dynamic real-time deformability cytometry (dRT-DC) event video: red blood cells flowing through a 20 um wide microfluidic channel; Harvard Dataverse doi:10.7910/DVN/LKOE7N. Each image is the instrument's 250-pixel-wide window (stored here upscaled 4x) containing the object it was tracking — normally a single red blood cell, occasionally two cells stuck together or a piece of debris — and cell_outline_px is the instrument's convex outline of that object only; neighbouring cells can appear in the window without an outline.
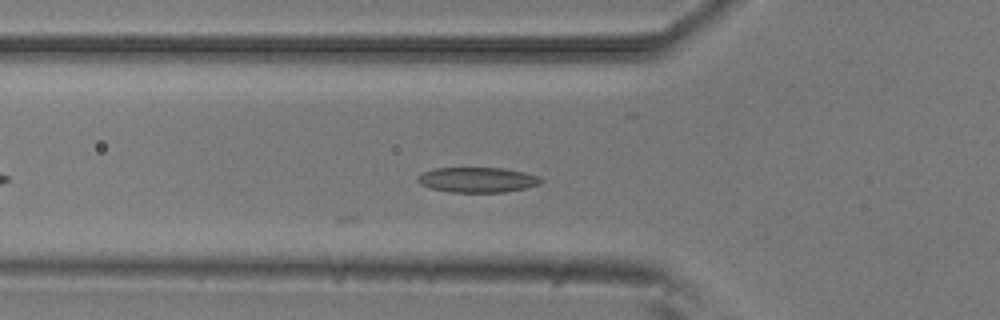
{"species": "common noctule bat (a hibernating species)", "species_latin": "Nyctalus noctula", "temperature_condition": "room temperature", "stored_images_in_passage": 15, "camera_frame_rate_fps": 3000, "um_per_image_px": 0.085, "animal": {"sex": "male", "body_mass_g": 20.5, "forearm_length_mm": 52.5}, "frame": {"image": 1, "passage_image": 2, "time_ms": 0.333, "image_size_px": [1000, 320], "cell_outline_px": [[544, 180], [540, 184], [524, 188], [504, 192], [448, 192], [428, 188], [420, 184], [416, 180], [416, 176], [424, 172], [436, 168], [504, 168], [524, 172], [540, 176]], "centroid_in_image_um": [40.57, 15.28], "position_along_channel_um": 85.2, "area_um2": 18.21}}
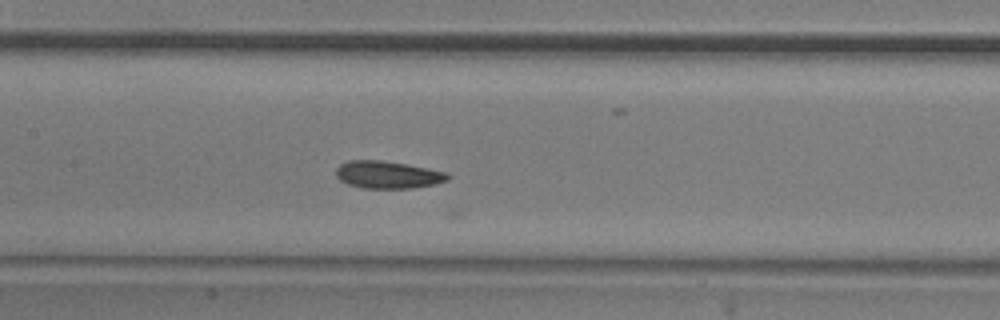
{"frame": {"image": 2, "passage_image": 9, "time_ms": 2.667, "image_size_px": [1000, 320], "cell_outline_px": [[448, 180], [436, 184], [412, 188], [364, 188], [348, 184], [340, 180], [336, 176], [336, 168], [340, 164], [348, 160], [384, 160], [408, 164], [448, 172]], "centroid_in_image_um": [32.96, 14.84], "position_along_channel_um": 174.4, "area_um2": 17.98}}
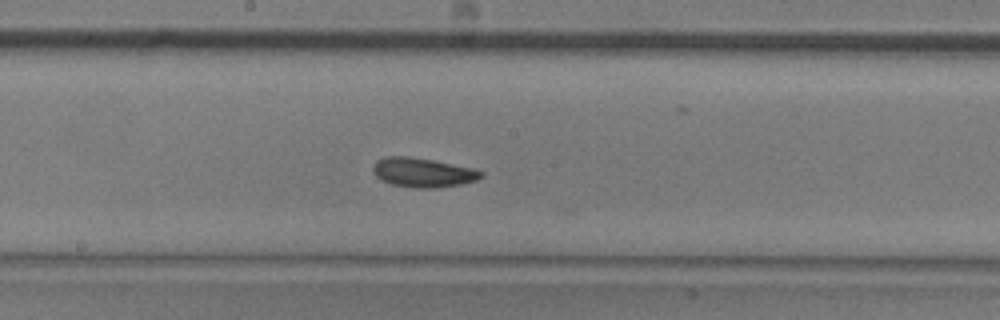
{"frame": {"image": 3, "passage_image": 12, "time_ms": 3.667, "image_size_px": [1000, 320], "cell_outline_px": [[484, 176], [476, 180], [460, 184], [436, 188], [412, 188], [392, 184], [376, 176], [372, 168], [376, 160], [384, 156], [408, 156], [432, 160], [472, 168], [484, 172]], "centroid_in_image_um": [35.94, 14.66], "position_along_channel_um": 212.3, "area_um2": 18.38}}